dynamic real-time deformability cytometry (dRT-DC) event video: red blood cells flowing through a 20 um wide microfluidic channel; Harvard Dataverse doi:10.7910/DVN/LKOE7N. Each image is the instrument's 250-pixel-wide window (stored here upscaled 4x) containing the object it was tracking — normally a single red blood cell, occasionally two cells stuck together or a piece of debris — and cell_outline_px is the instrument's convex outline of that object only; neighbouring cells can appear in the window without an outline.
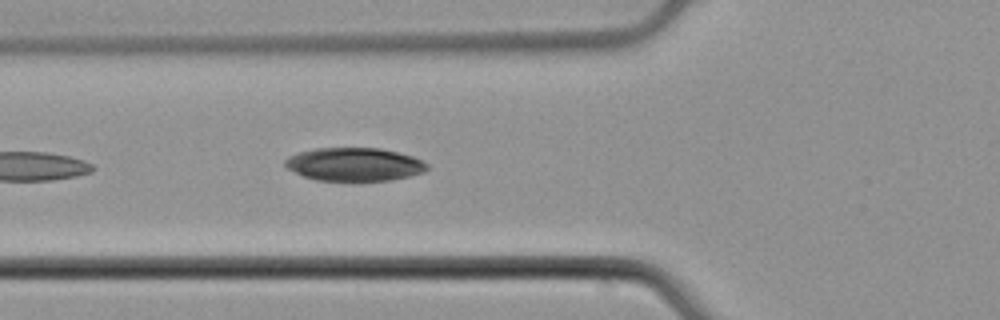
{"species": "common noctule bat (a hibernating species)", "species_latin": "Nyctalus noctula", "temperature_condition": "cold", "stored_images_in_passage": 4, "camera_frame_rate_fps": 3000, "um_per_image_px": 0.085, "animal": {"sex": "male", "body_mass_g": 21.5, "forearm_length_mm": 52.0}, "frame": {"image": 1, "passage_image": 4, "time_ms": 1.0, "image_size_px": [1000, 320], "cell_outline_px": [[428, 168], [424, 172], [392, 180], [352, 184], [316, 180], [304, 176], [288, 168], [284, 164], [284, 160], [288, 156], [300, 152], [316, 148], [380, 148], [412, 156], [428, 164]], "centroid_in_image_um": [30.11, 14.02], "position_along_channel_um": 95.7, "area_um2": 28.32}}